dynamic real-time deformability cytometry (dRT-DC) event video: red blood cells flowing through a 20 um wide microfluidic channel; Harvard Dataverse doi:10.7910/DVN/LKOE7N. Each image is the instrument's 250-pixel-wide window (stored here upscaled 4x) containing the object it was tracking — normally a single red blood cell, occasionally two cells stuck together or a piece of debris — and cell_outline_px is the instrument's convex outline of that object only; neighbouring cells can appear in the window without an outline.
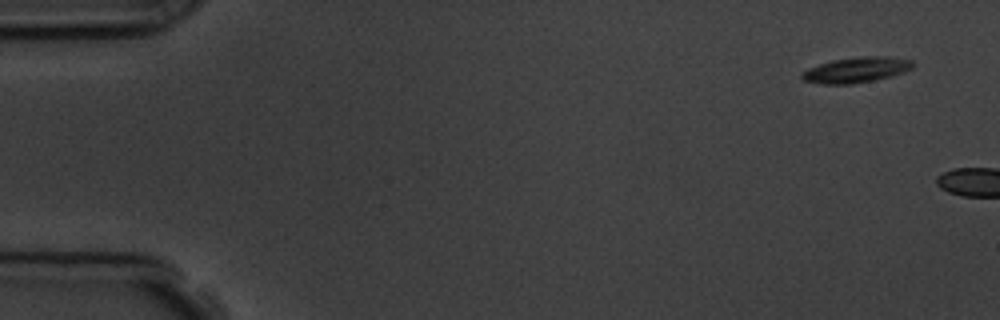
{"species": "common noctule bat (a hibernating species)", "species_latin": "Nyctalus noctula", "temperature_condition": "room temperature", "stored_images_in_passage": 2, "camera_frame_rate_fps": 3000, "um_per_image_px": 0.085, "animal": {"sex": "male", "body_mass_g": 19.5, "forearm_length_mm": 54.6}, "frame": {"image": 1, "passage_image": 1, "time_ms": 0.0, "image_size_px": [1000, 320], "cell_outline_px": [[912, 68], [904, 72], [892, 76], [852, 84], [820, 84], [804, 80], [800, 76], [800, 72], [808, 68], [832, 60], [864, 56], [888, 56], [912, 60]], "centroid_in_image_um": [72.76, 5.94], "position_along_channel_um": 12.2, "area_um2": 16.42}}